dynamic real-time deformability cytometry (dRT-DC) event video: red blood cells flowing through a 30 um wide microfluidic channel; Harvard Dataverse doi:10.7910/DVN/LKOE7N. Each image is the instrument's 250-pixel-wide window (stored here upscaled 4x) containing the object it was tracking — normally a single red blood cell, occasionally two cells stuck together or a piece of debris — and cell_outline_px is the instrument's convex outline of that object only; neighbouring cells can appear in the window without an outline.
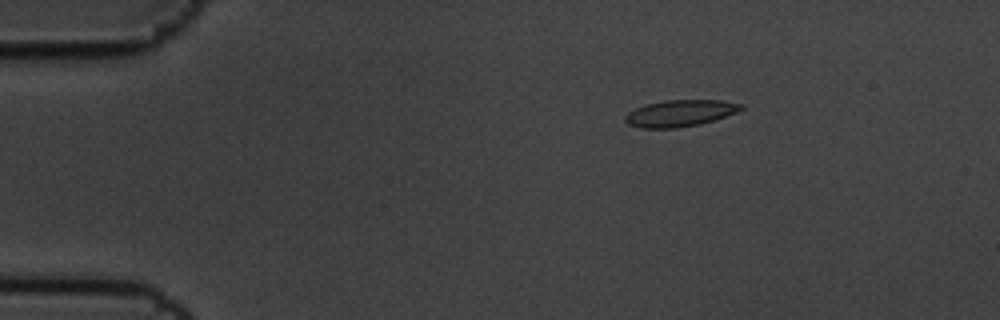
{"species": "common noctule bat (a hibernating species)", "species_latin": "Nyctalus noctula", "temperature_condition": "cold", "stored_images_in_passage": 5, "camera_frame_rate_fps": 3000, "um_per_image_px": 0.085, "animal": {"sex": "male", "body_mass_g": 19.5, "forearm_length_mm": 54.6}, "frame": {"image": 1, "passage_image": 3, "time_ms": 0.667, "image_size_px": [1000, 320], "cell_outline_px": [[744, 108], [736, 112], [700, 124], [676, 128], [640, 128], [628, 124], [624, 120], [624, 116], [628, 112], [636, 108], [648, 104], [664, 100], [720, 100], [744, 104]], "centroid_in_image_um": [57.78, 9.62], "position_along_channel_um": 27.2, "area_um2": 17.86}}